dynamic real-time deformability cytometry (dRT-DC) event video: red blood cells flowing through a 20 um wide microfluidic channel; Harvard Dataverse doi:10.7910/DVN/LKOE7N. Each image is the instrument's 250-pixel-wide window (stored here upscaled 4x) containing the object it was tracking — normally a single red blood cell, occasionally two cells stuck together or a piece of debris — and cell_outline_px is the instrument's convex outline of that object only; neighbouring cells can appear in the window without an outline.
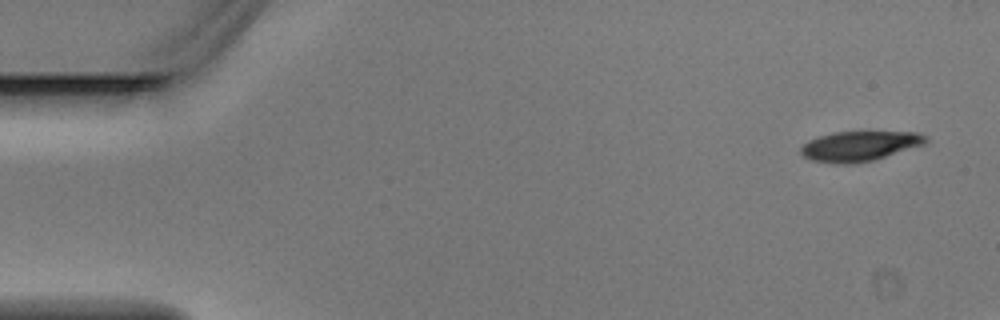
{"species": "Egyptian fruit bat (a non-hibernating species)", "species_latin": "Rousettus aegyptiacus", "temperature_condition": "warm", "stored_images_in_passage": 4, "segment_of_instrument_passage": [1, 2], "camera_frame_rate_fps": 3000, "um_per_image_px": 0.085, "animal": {"sex": "male"}, "frame": {"image": 1, "passage_image": 1, "time_ms": 0.0, "image_size_px": [1000, 320], "cell_outline_px": [[928, 140], [924, 144], [872, 160], [856, 164], [836, 164], [812, 160], [804, 156], [800, 152], [800, 148], [808, 140], [816, 136], [832, 132], [868, 128], [916, 132], [928, 136]], "centroid_in_image_um": [73.08, 12.34], "position_along_channel_um": 11.9, "area_um2": 23.0}}